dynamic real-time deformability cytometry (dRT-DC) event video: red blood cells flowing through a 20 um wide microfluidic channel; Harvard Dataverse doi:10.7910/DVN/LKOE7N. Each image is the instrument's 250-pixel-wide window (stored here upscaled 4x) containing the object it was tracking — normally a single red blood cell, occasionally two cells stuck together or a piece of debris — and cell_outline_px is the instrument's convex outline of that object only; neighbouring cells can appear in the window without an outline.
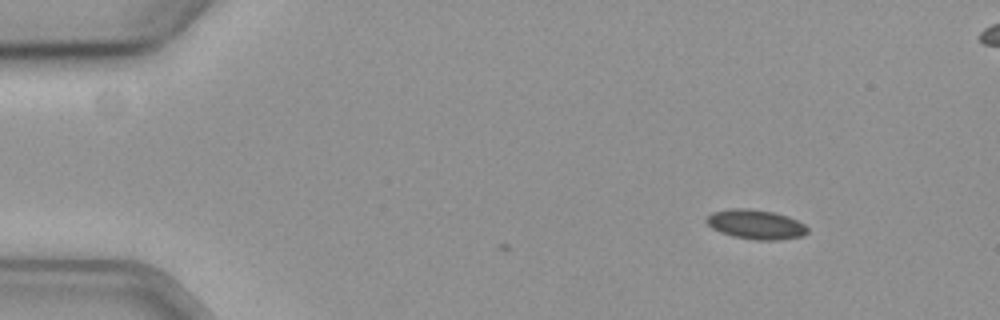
{"species": "common noctule bat (a hibernating species)", "species_latin": "Nyctalus noctula", "temperature_condition": "cold", "stored_images_in_passage": 7, "camera_frame_rate_fps": 3000, "um_per_image_px": 0.085, "animal": {"sex": "female", "body_mass_g": 19.3, "forearm_length_mm": 54.1}, "frame": {"image": 1, "passage_image": 7, "time_ms": 2.0, "image_size_px": [1000, 320], "cell_outline_px": [[808, 232], [804, 236], [780, 240], [752, 240], [732, 236], [720, 232], [712, 228], [704, 220], [712, 212], [736, 208], [748, 208], [772, 212], [788, 216], [804, 224], [808, 228]], "centroid_in_image_um": [64.25, 19.09], "position_along_channel_um": 20.7, "area_um2": 17.46}}